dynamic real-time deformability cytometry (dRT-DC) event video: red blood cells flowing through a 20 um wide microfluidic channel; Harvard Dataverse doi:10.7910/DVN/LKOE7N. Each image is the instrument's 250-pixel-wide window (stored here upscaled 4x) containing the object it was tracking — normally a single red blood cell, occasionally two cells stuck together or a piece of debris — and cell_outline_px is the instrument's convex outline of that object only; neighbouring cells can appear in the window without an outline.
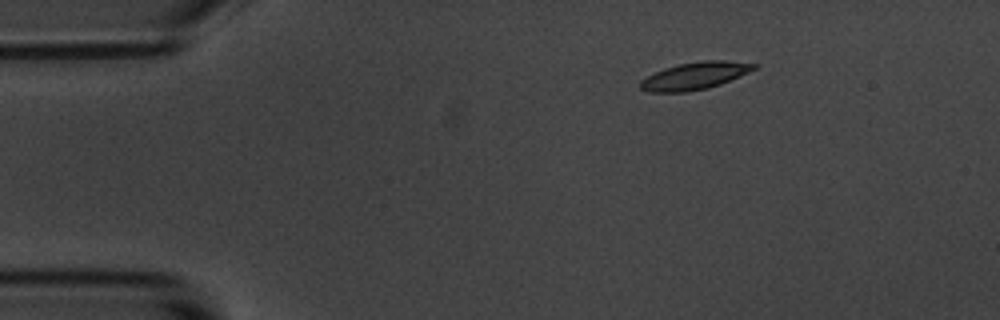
{"species": "common noctule bat (a hibernating species)", "species_latin": "Nyctalus noctula", "temperature_condition": "room temperature", "stored_images_in_passage": 3, "camera_frame_rate_fps": 3000, "um_per_image_px": 0.085, "animal": {"sex": "male", "body_mass_g": 20.1, "forearm_length_mm": 53.5}, "frame": {"image": 1, "passage_image": 1, "time_ms": 0.0, "image_size_px": [1000, 320], "cell_outline_px": [[756, 68], [748, 72], [720, 84], [708, 88], [684, 92], [648, 92], [640, 88], [640, 80], [664, 68], [680, 64], [704, 60], [724, 60], [756, 64]], "centroid_in_image_um": [59.03, 6.45], "position_along_channel_um": 26.0, "area_um2": 17.8}}